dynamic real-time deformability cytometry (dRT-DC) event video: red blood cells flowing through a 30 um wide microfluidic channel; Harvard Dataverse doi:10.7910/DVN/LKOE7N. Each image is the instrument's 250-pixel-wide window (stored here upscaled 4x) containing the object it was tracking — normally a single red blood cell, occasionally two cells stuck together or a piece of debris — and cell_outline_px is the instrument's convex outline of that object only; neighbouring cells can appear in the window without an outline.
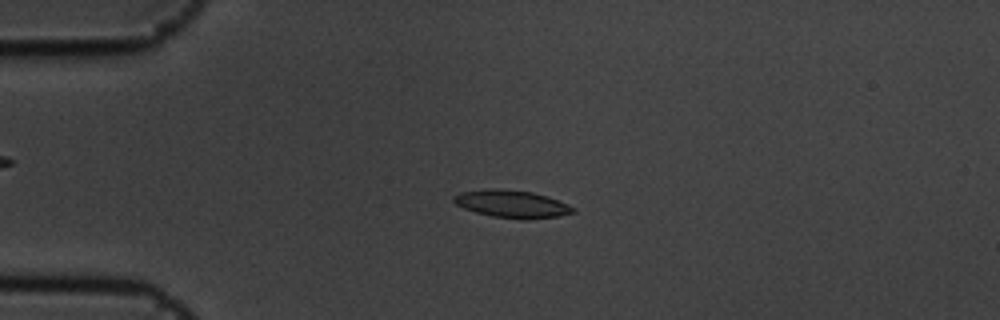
{"species": "common noctule bat (a hibernating species)", "species_latin": "Nyctalus noctula", "temperature_condition": "cold", "stored_images_in_passage": 55, "camera_frame_rate_fps": 3000, "um_per_image_px": 0.085, "animal": {"sex": "male", "body_mass_g": 19.5, "forearm_length_mm": 54.6}, "frame": {"image": 1, "passage_image": 13, "time_ms": 4.0, "image_size_px": [1000, 320], "cell_outline_px": [[576, 212], [560, 216], [528, 220], [520, 220], [492, 216], [476, 212], [464, 208], [456, 204], [452, 200], [452, 196], [460, 192], [492, 188], [496, 188], [532, 192], [548, 196], [568, 204], [576, 208]], "centroid_in_image_um": [43.54, 17.34], "position_along_channel_um": 41.5, "area_um2": 19.42}}
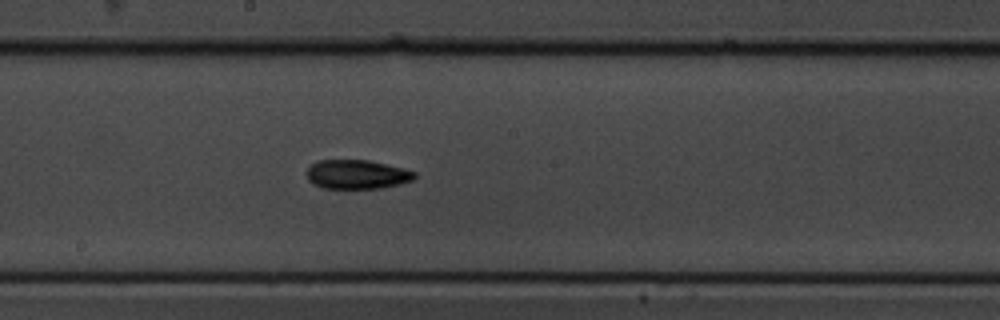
{"frame": {"image": 2, "passage_image": 30, "time_ms": 9.667, "image_size_px": [1000, 320], "cell_outline_px": [[416, 176], [412, 180], [400, 184], [380, 188], [324, 188], [312, 184], [308, 180], [308, 168], [316, 160], [368, 160], [404, 168], [416, 172]], "centroid_in_image_um": [30.34, 14.82], "position_along_channel_um": 217.9, "area_um2": 18.26}}
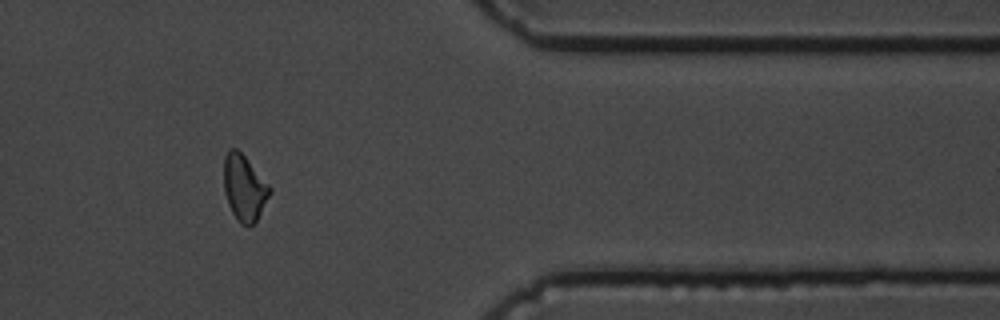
{"frame": {"image": 3, "passage_image": 46, "time_ms": 15.0, "image_size_px": [1000, 320], "cell_outline_px": [[272, 192], [256, 220], [248, 228], [240, 224], [236, 220], [228, 204], [224, 192], [224, 156], [228, 148], [236, 148], [244, 156], [272, 188]], "centroid_in_image_um": [20.75, 15.98], "position_along_channel_um": 390.7, "area_um2": 17.69}, "authors_computed_cell_mechanics": {"area_um2": 17.8602, "velocity_mm_per_s": 3.5912, "shape_relaxation_time_tau1_ms": 10.7876, "shape_relaxation_time_tau2_ms": 5.3989, "deformation_change_tau1": 0.2027, "deformation_change_tau2": 0.1223}}